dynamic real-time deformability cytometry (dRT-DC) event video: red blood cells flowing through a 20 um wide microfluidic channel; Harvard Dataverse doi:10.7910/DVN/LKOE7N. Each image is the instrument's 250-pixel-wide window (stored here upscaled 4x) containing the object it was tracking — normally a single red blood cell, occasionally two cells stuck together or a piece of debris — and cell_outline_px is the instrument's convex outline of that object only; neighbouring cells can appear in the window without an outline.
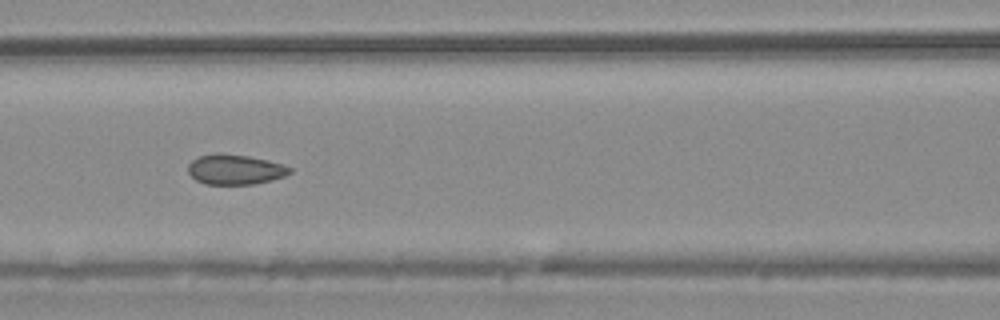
{"species": "common noctule bat (a hibernating species)", "species_latin": "Nyctalus noctula", "temperature_condition": "warm", "stored_images_in_passage": 17, "camera_frame_rate_fps": 3000, "um_per_image_px": 0.085, "animal": {"sex": "male", "body_mass_g": 20.4}, "frame": {"image": 1, "passage_image": 10, "time_ms": 3.0, "image_size_px": [1000, 320], "cell_outline_px": [[292, 172], [284, 176], [272, 180], [256, 184], [204, 184], [196, 180], [188, 172], [188, 164], [192, 160], [200, 156], [216, 152], [248, 156], [268, 160], [292, 168]], "centroid_in_image_um": [19.97, 14.4], "position_along_channel_um": 146.6, "area_um2": 17.86}}